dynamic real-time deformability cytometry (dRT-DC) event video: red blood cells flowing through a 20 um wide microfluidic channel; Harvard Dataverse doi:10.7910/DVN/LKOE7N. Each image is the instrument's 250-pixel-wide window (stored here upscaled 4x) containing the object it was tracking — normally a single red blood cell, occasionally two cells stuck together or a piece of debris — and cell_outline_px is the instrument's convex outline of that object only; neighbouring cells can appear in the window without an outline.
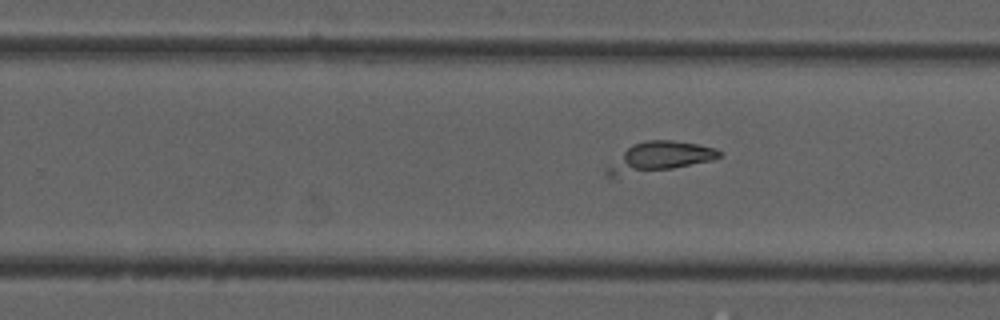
{"species": "common noctule bat (a hibernating species)", "species_latin": "Nyctalus noctula", "temperature_condition": "cold", "stored_images_in_passage": 36, "camera_frame_rate_fps": 3000, "um_per_image_px": 0.085, "animal": {"sex": "male", "forearm_length_mm": 52.5}, "frame": {"image": 1, "passage_image": 30, "time_ms": 9.667, "image_size_px": [1000, 320], "cell_outline_px": [[720, 156], [712, 160], [672, 168], [616, 176], [608, 176], [604, 172], [604, 168], [632, 144], [648, 140], [672, 140], [696, 144], [716, 148], [720, 152]], "centroid_in_image_um": [56.02, 13.33], "position_along_channel_um": 273.8, "area_um2": 19.02}}
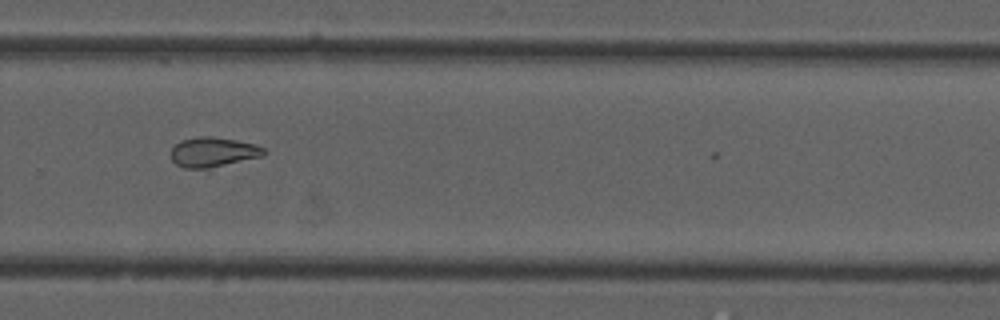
{"frame": {"image": 2, "passage_image": 33, "time_ms": 10.667, "image_size_px": [1000, 320], "cell_outline_px": [[268, 152], [264, 156], [208, 172], [184, 168], [176, 164], [172, 160], [172, 148], [180, 140], [200, 136], [212, 136], [236, 140], [256, 144], [264, 148]], "centroid_in_image_um": [18.17, 13.0], "position_along_channel_um": 311.6, "area_um2": 17.28}}